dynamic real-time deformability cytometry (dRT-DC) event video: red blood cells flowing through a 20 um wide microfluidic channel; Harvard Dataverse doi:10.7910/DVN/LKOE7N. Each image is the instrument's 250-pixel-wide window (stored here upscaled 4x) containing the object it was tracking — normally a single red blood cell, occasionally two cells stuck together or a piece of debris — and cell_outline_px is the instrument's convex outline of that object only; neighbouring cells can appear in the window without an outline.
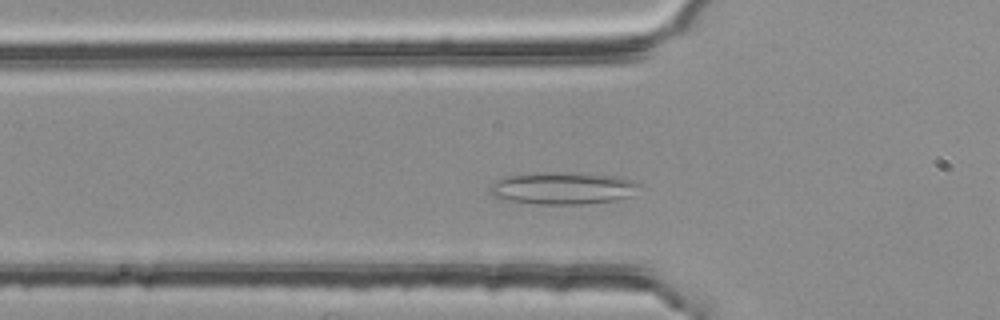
{"species": "common noctule bat (a hibernating species)", "species_latin": "Nyctalus noctula", "temperature_condition": "room temperature", "stored_images_in_passage": 39, "camera_frame_rate_fps": 3000, "um_per_image_px": 0.085, "animal": {"sex": "female", "body_mass_g": 25.1}, "frame": {"image": 1, "passage_image": 8, "time_ms": 2.333, "image_size_px": [1000, 320], "cell_outline_px": [[640, 184], [628, 196], [616, 200], [588, 204], [536, 204], [500, 200], [492, 196], [488, 192], [488, 188], [496, 180], [508, 176], [540, 172], [576, 172], [616, 176], [632, 180]], "centroid_in_image_um": [47.75, 16.0], "position_along_channel_um": 78.1, "area_um2": 28.32}}
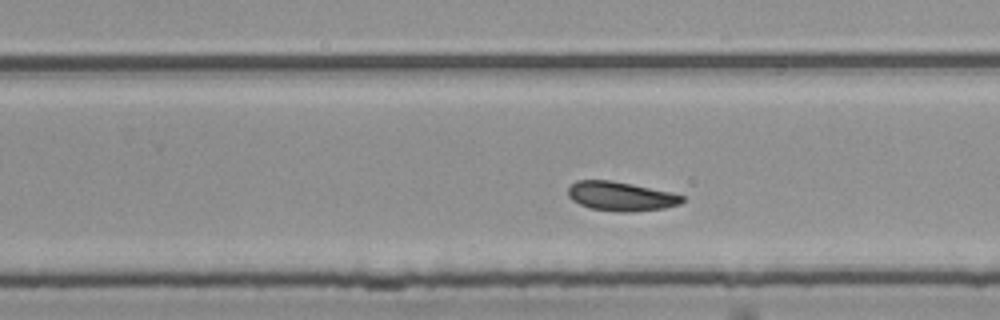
{"frame": {"image": 2, "passage_image": 24, "time_ms": 7.667, "image_size_px": [1000, 320], "cell_outline_px": [[684, 200], [680, 204], [664, 208], [628, 212], [620, 212], [592, 208], [580, 204], [572, 200], [568, 196], [568, 188], [576, 180], [612, 180], [672, 192], [684, 196]], "centroid_in_image_um": [52.78, 16.67], "position_along_channel_um": 277.0, "area_um2": 19.36}}
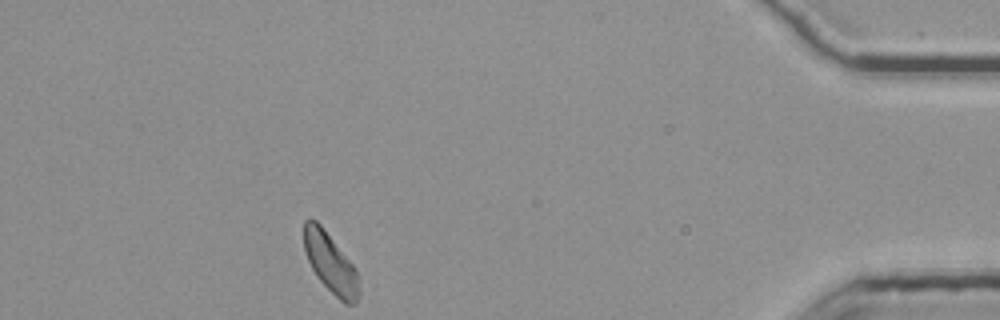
{"frame": {"image": 3, "passage_image": 39, "time_ms": 12.667, "image_size_px": [1000, 320], "cell_outline_px": [[360, 292], [356, 304], [344, 304], [316, 276], [308, 260], [304, 248], [304, 220], [308, 216], [316, 220], [320, 224], [356, 268]], "centroid_in_image_um": [28.09, 22.35], "position_along_channel_um": 407.1, "area_um2": 19.07}, "authors_computed_cell_mechanics": {"area_um2": 19.7098, "velocity_mm_per_s": 3.7344, "shape_relaxation_time_tau1_ms": null, "shape_relaxation_time_tau2_ms": 3.0025, "deformation_change_tau1": null, "deformation_change_tau2": 0.0838}}